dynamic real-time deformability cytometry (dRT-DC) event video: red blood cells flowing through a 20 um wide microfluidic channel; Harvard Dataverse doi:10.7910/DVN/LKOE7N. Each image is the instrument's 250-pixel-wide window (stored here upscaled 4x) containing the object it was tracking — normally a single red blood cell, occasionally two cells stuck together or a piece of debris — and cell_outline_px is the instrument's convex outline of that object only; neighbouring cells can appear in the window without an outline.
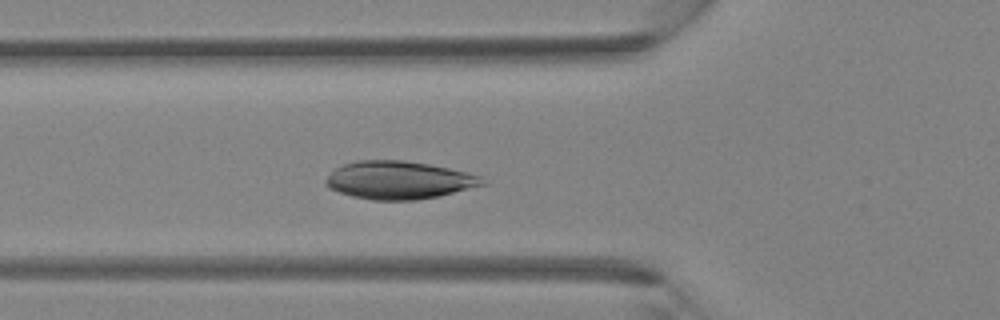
{"species": "Egyptian fruit bat (a non-hibernating species)", "species_latin": "Rousettus aegyptiacus", "temperature_condition": "room temperature", "stored_images_in_passage": 37, "camera_frame_rate_fps": 3000, "um_per_image_px": 0.085, "animal": {"sex": "female"}, "frame": {"image": 1, "passage_image": 11, "time_ms": 3.333, "image_size_px": [1000, 320], "cell_outline_px": [[488, 184], [440, 196], [416, 200], [372, 200], [352, 196], [328, 188], [324, 184], [324, 180], [336, 168], [344, 164], [356, 160], [404, 160], [428, 164], [468, 172], [480, 176]], "centroid_in_image_um": [33.92, 15.31], "position_along_channel_um": 91.9, "area_um2": 34.74}}
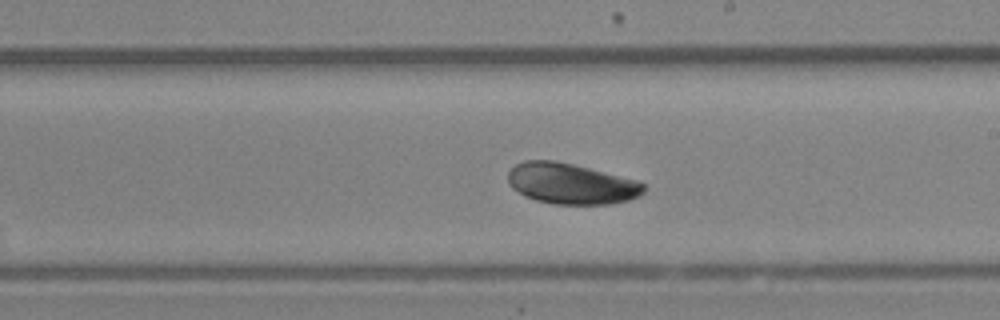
{"frame": {"image": 2, "passage_image": 20, "time_ms": 6.333, "image_size_px": [1000, 320], "cell_outline_px": [[644, 192], [640, 196], [628, 200], [612, 204], [556, 204], [536, 200], [524, 196], [512, 188], [508, 184], [508, 172], [516, 164], [524, 160], [556, 160], [640, 180], [644, 184]], "centroid_in_image_um": [48.55, 15.61], "position_along_channel_um": 240.4, "area_um2": 32.54}}
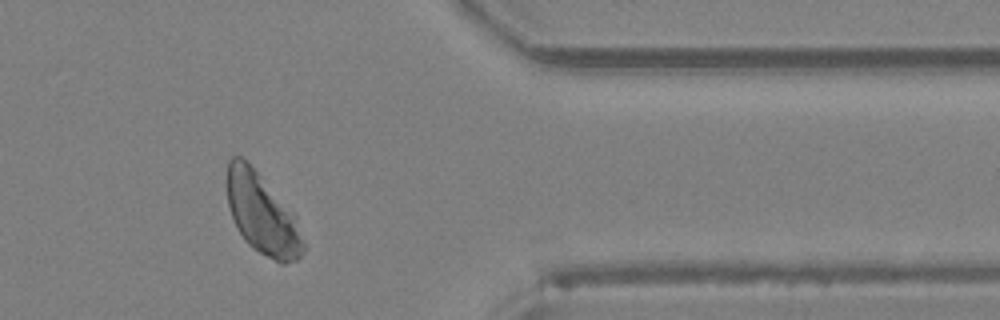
{"frame": {"image": 3, "passage_image": 30, "time_ms": 9.667, "image_size_px": [1000, 320], "cell_outline_px": [[304, 252], [296, 260], [284, 264], [280, 264], [252, 248], [244, 240], [232, 216], [228, 204], [228, 160], [232, 156], [240, 156], [256, 172], [296, 216], [304, 244]], "centroid_in_image_um": [22.3, 18.25], "position_along_channel_um": 389.1, "area_um2": 34.97}}